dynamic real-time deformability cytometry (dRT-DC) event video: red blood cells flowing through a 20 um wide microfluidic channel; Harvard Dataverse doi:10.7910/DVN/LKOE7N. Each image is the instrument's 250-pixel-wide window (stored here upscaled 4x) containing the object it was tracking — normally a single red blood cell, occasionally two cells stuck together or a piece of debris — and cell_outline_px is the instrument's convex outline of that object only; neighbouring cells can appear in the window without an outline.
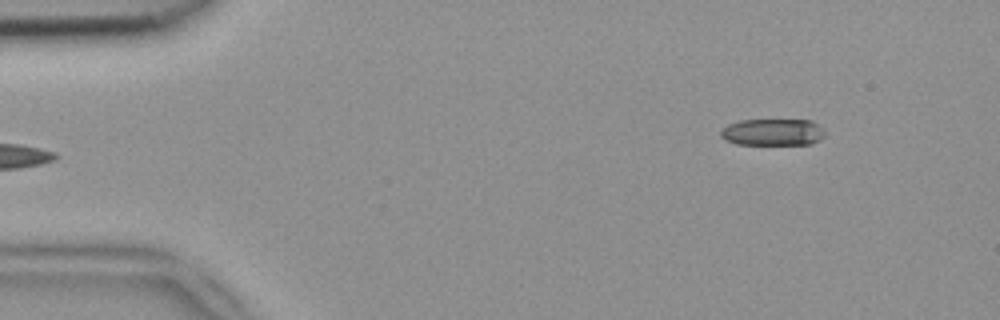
{"species": "common noctule bat (a hibernating species)", "species_latin": "Nyctalus noctula", "temperature_condition": "room temperature", "stored_images_in_passage": 47, "camera_frame_rate_fps": 3000, "um_per_image_px": 0.085, "animal": {"sex": "female", "body_mass_g": 18.4}, "frame": {"image": 1, "passage_image": 1, "time_ms": 0.0, "image_size_px": [1000, 320], "cell_outline_px": [[824, 136], [820, 140], [812, 144], [736, 144], [724, 140], [720, 136], [720, 128], [728, 124], [740, 120], [812, 120], [824, 132]], "centroid_in_image_um": [65.63, 11.24], "position_along_channel_um": 19.4, "area_um2": 16.36}}
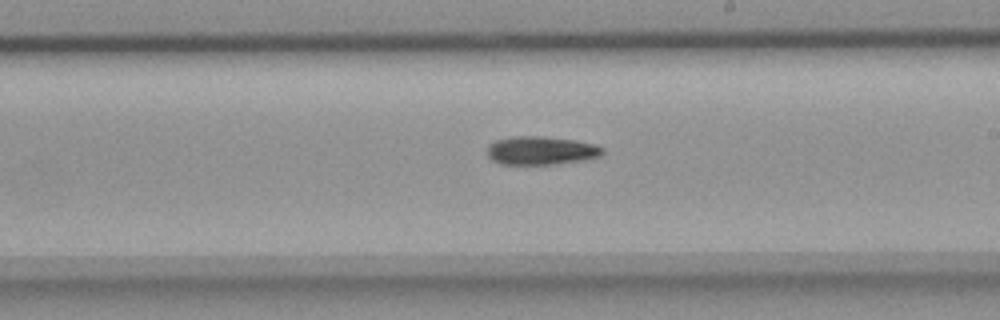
{"frame": {"image": 2, "passage_image": 25, "time_ms": 8.0, "image_size_px": [1000, 320], "cell_outline_px": [[604, 152], [600, 156], [580, 160], [556, 164], [500, 164], [492, 160], [488, 156], [488, 144], [496, 140], [516, 136], [536, 136], [572, 140], [592, 144], [604, 148]], "centroid_in_image_um": [45.95, 12.8], "position_along_channel_um": 243.1, "area_um2": 18.79}}
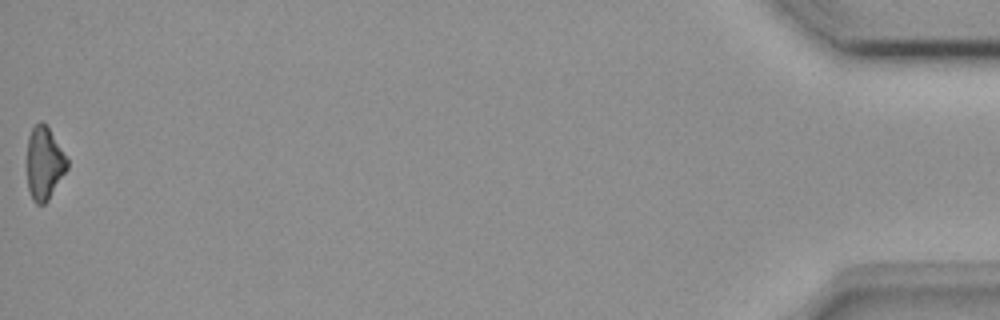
{"frame": {"image": 3, "passage_image": 47, "time_ms": 15.333, "image_size_px": [1000, 320], "cell_outline_px": [[68, 168], [48, 200], [44, 204], [36, 204], [32, 200], [28, 188], [28, 136], [32, 128], [40, 120], [48, 128], [68, 160]], "centroid_in_image_um": [3.76, 13.91], "position_along_channel_um": 431.4, "area_um2": 16.7}, "authors_computed_cell_mechanics": {"area_um2": 18.496, "velocity_mm_per_s": 3.9088, "shape_relaxation_time_tau1_ms": 5.0793, "shape_relaxation_time_tau2_ms": null, "deformation_change_tau1": 0.1242, "deformation_change_tau2": null}}